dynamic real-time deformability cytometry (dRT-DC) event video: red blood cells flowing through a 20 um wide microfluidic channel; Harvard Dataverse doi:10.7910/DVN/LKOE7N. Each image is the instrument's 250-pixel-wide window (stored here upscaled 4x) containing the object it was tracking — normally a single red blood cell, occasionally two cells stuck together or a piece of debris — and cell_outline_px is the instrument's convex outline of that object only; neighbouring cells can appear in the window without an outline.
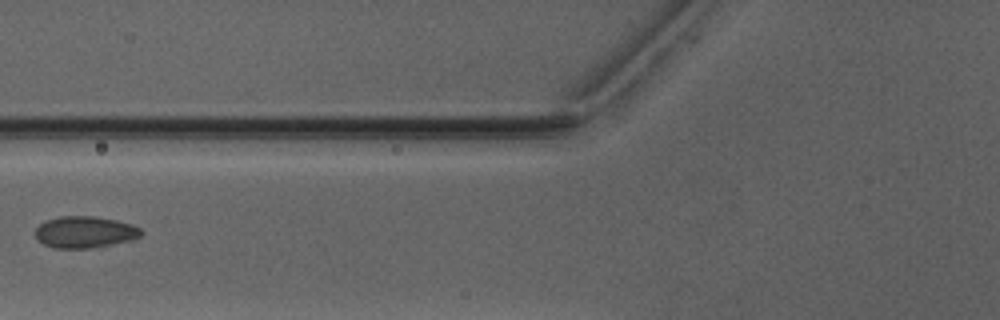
{"species": "Egyptian fruit bat (a non-hibernating species)", "species_latin": "Rousettus aegyptiacus", "temperature_condition": "warm", "stored_images_in_passage": 2, "camera_frame_rate_fps": 3000, "um_per_image_px": 0.085, "animal": {"sex": "male"}, "frame": {"image": 1, "passage_image": 2, "time_ms": 1.333, "image_size_px": [1000, 320], "cell_outline_px": [[144, 232], [140, 236], [132, 240], [92, 248], [56, 248], [44, 244], [36, 240], [36, 228], [40, 224], [48, 220], [60, 216], [92, 216], [116, 220], [132, 224], [140, 228]], "centroid_in_image_um": [7.23, 19.73], "position_along_channel_um": 118.6, "area_um2": 19.48}}